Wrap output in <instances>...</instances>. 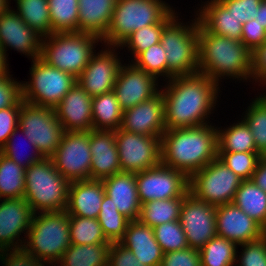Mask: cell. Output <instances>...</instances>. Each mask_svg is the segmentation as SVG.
I'll use <instances>...</instances> for the list:
<instances>
[{
    "label": "cell",
    "mask_w": 266,
    "mask_h": 266,
    "mask_svg": "<svg viewBox=\"0 0 266 266\" xmlns=\"http://www.w3.org/2000/svg\"><path fill=\"white\" fill-rule=\"evenodd\" d=\"M165 82L160 91L165 102L167 130L197 127L211 122L222 92L217 83L202 73L173 77Z\"/></svg>",
    "instance_id": "cell-1"
},
{
    "label": "cell",
    "mask_w": 266,
    "mask_h": 266,
    "mask_svg": "<svg viewBox=\"0 0 266 266\" xmlns=\"http://www.w3.org/2000/svg\"><path fill=\"white\" fill-rule=\"evenodd\" d=\"M217 128L213 122L165 130L161 136V164L188 178L217 158Z\"/></svg>",
    "instance_id": "cell-2"
},
{
    "label": "cell",
    "mask_w": 266,
    "mask_h": 266,
    "mask_svg": "<svg viewBox=\"0 0 266 266\" xmlns=\"http://www.w3.org/2000/svg\"><path fill=\"white\" fill-rule=\"evenodd\" d=\"M198 52V73L207 75L219 86L224 79L253 84L251 51L241 41L209 33L198 21Z\"/></svg>",
    "instance_id": "cell-3"
},
{
    "label": "cell",
    "mask_w": 266,
    "mask_h": 266,
    "mask_svg": "<svg viewBox=\"0 0 266 266\" xmlns=\"http://www.w3.org/2000/svg\"><path fill=\"white\" fill-rule=\"evenodd\" d=\"M70 245L69 215L63 210L34 214L22 248L55 266Z\"/></svg>",
    "instance_id": "cell-4"
},
{
    "label": "cell",
    "mask_w": 266,
    "mask_h": 266,
    "mask_svg": "<svg viewBox=\"0 0 266 266\" xmlns=\"http://www.w3.org/2000/svg\"><path fill=\"white\" fill-rule=\"evenodd\" d=\"M179 15L164 27L161 34L160 43L167 60V80L199 71L197 14L194 12V17L188 22H184Z\"/></svg>",
    "instance_id": "cell-5"
},
{
    "label": "cell",
    "mask_w": 266,
    "mask_h": 266,
    "mask_svg": "<svg viewBox=\"0 0 266 266\" xmlns=\"http://www.w3.org/2000/svg\"><path fill=\"white\" fill-rule=\"evenodd\" d=\"M69 186L51 158H42L25 169L24 198L34 214L65 210Z\"/></svg>",
    "instance_id": "cell-6"
},
{
    "label": "cell",
    "mask_w": 266,
    "mask_h": 266,
    "mask_svg": "<svg viewBox=\"0 0 266 266\" xmlns=\"http://www.w3.org/2000/svg\"><path fill=\"white\" fill-rule=\"evenodd\" d=\"M102 39L88 33H56L42 38L40 58L77 78L89 64Z\"/></svg>",
    "instance_id": "cell-7"
},
{
    "label": "cell",
    "mask_w": 266,
    "mask_h": 266,
    "mask_svg": "<svg viewBox=\"0 0 266 266\" xmlns=\"http://www.w3.org/2000/svg\"><path fill=\"white\" fill-rule=\"evenodd\" d=\"M174 9L165 0H117L102 44L119 46L134 31L162 22Z\"/></svg>",
    "instance_id": "cell-8"
},
{
    "label": "cell",
    "mask_w": 266,
    "mask_h": 266,
    "mask_svg": "<svg viewBox=\"0 0 266 266\" xmlns=\"http://www.w3.org/2000/svg\"><path fill=\"white\" fill-rule=\"evenodd\" d=\"M29 81L21 80L22 100L36 106L54 108L75 84L68 72L50 66L40 57L31 61Z\"/></svg>",
    "instance_id": "cell-9"
},
{
    "label": "cell",
    "mask_w": 266,
    "mask_h": 266,
    "mask_svg": "<svg viewBox=\"0 0 266 266\" xmlns=\"http://www.w3.org/2000/svg\"><path fill=\"white\" fill-rule=\"evenodd\" d=\"M241 181L239 176L216 158L189 178V192L216 207L233 203Z\"/></svg>",
    "instance_id": "cell-10"
},
{
    "label": "cell",
    "mask_w": 266,
    "mask_h": 266,
    "mask_svg": "<svg viewBox=\"0 0 266 266\" xmlns=\"http://www.w3.org/2000/svg\"><path fill=\"white\" fill-rule=\"evenodd\" d=\"M18 124L43 158L53 155L65 132L54 108L36 106L22 99Z\"/></svg>",
    "instance_id": "cell-11"
},
{
    "label": "cell",
    "mask_w": 266,
    "mask_h": 266,
    "mask_svg": "<svg viewBox=\"0 0 266 266\" xmlns=\"http://www.w3.org/2000/svg\"><path fill=\"white\" fill-rule=\"evenodd\" d=\"M89 143L90 131L64 132L50 157L56 170L69 182L90 179L92 153Z\"/></svg>",
    "instance_id": "cell-12"
},
{
    "label": "cell",
    "mask_w": 266,
    "mask_h": 266,
    "mask_svg": "<svg viewBox=\"0 0 266 266\" xmlns=\"http://www.w3.org/2000/svg\"><path fill=\"white\" fill-rule=\"evenodd\" d=\"M120 168L124 172H142L161 163V137L115 130Z\"/></svg>",
    "instance_id": "cell-13"
},
{
    "label": "cell",
    "mask_w": 266,
    "mask_h": 266,
    "mask_svg": "<svg viewBox=\"0 0 266 266\" xmlns=\"http://www.w3.org/2000/svg\"><path fill=\"white\" fill-rule=\"evenodd\" d=\"M138 198L141 205L148 201L185 197L189 178L181 171L159 164L136 173Z\"/></svg>",
    "instance_id": "cell-14"
},
{
    "label": "cell",
    "mask_w": 266,
    "mask_h": 266,
    "mask_svg": "<svg viewBox=\"0 0 266 266\" xmlns=\"http://www.w3.org/2000/svg\"><path fill=\"white\" fill-rule=\"evenodd\" d=\"M101 46V50L92 55L89 64L76 78V82L91 97L113 91L120 68L124 64L123 53H120L121 49L118 51V46Z\"/></svg>",
    "instance_id": "cell-15"
},
{
    "label": "cell",
    "mask_w": 266,
    "mask_h": 266,
    "mask_svg": "<svg viewBox=\"0 0 266 266\" xmlns=\"http://www.w3.org/2000/svg\"><path fill=\"white\" fill-rule=\"evenodd\" d=\"M179 222L191 248L201 249L216 233V207L188 192L182 202Z\"/></svg>",
    "instance_id": "cell-16"
},
{
    "label": "cell",
    "mask_w": 266,
    "mask_h": 266,
    "mask_svg": "<svg viewBox=\"0 0 266 266\" xmlns=\"http://www.w3.org/2000/svg\"><path fill=\"white\" fill-rule=\"evenodd\" d=\"M9 5L0 14V49L8 60V50H14L21 55L36 60L41 55L42 37L26 23Z\"/></svg>",
    "instance_id": "cell-17"
},
{
    "label": "cell",
    "mask_w": 266,
    "mask_h": 266,
    "mask_svg": "<svg viewBox=\"0 0 266 266\" xmlns=\"http://www.w3.org/2000/svg\"><path fill=\"white\" fill-rule=\"evenodd\" d=\"M160 80L125 62L120 68L113 92L123 111L153 98L160 92Z\"/></svg>",
    "instance_id": "cell-18"
},
{
    "label": "cell",
    "mask_w": 266,
    "mask_h": 266,
    "mask_svg": "<svg viewBox=\"0 0 266 266\" xmlns=\"http://www.w3.org/2000/svg\"><path fill=\"white\" fill-rule=\"evenodd\" d=\"M33 215L24 197L0 199V251L23 247Z\"/></svg>",
    "instance_id": "cell-19"
},
{
    "label": "cell",
    "mask_w": 266,
    "mask_h": 266,
    "mask_svg": "<svg viewBox=\"0 0 266 266\" xmlns=\"http://www.w3.org/2000/svg\"><path fill=\"white\" fill-rule=\"evenodd\" d=\"M216 233L238 246L262 238L266 230L234 203H227L216 206Z\"/></svg>",
    "instance_id": "cell-20"
},
{
    "label": "cell",
    "mask_w": 266,
    "mask_h": 266,
    "mask_svg": "<svg viewBox=\"0 0 266 266\" xmlns=\"http://www.w3.org/2000/svg\"><path fill=\"white\" fill-rule=\"evenodd\" d=\"M122 130L161 137L165 128V102L160 91L153 98L123 111Z\"/></svg>",
    "instance_id": "cell-21"
},
{
    "label": "cell",
    "mask_w": 266,
    "mask_h": 266,
    "mask_svg": "<svg viewBox=\"0 0 266 266\" xmlns=\"http://www.w3.org/2000/svg\"><path fill=\"white\" fill-rule=\"evenodd\" d=\"M54 111L65 132L93 129L92 97L77 82L54 107Z\"/></svg>",
    "instance_id": "cell-22"
},
{
    "label": "cell",
    "mask_w": 266,
    "mask_h": 266,
    "mask_svg": "<svg viewBox=\"0 0 266 266\" xmlns=\"http://www.w3.org/2000/svg\"><path fill=\"white\" fill-rule=\"evenodd\" d=\"M90 179L103 180L121 172L115 130L90 131Z\"/></svg>",
    "instance_id": "cell-23"
},
{
    "label": "cell",
    "mask_w": 266,
    "mask_h": 266,
    "mask_svg": "<svg viewBox=\"0 0 266 266\" xmlns=\"http://www.w3.org/2000/svg\"><path fill=\"white\" fill-rule=\"evenodd\" d=\"M105 194L102 180L70 182L65 211L69 216L97 219Z\"/></svg>",
    "instance_id": "cell-24"
},
{
    "label": "cell",
    "mask_w": 266,
    "mask_h": 266,
    "mask_svg": "<svg viewBox=\"0 0 266 266\" xmlns=\"http://www.w3.org/2000/svg\"><path fill=\"white\" fill-rule=\"evenodd\" d=\"M108 195L118 211L130 221L138 220L141 203L138 198L136 173L118 172L102 180Z\"/></svg>",
    "instance_id": "cell-25"
},
{
    "label": "cell",
    "mask_w": 266,
    "mask_h": 266,
    "mask_svg": "<svg viewBox=\"0 0 266 266\" xmlns=\"http://www.w3.org/2000/svg\"><path fill=\"white\" fill-rule=\"evenodd\" d=\"M120 244L131 250L146 266H160L163 251L157 243L153 228L142 223L139 219L129 222Z\"/></svg>",
    "instance_id": "cell-26"
},
{
    "label": "cell",
    "mask_w": 266,
    "mask_h": 266,
    "mask_svg": "<svg viewBox=\"0 0 266 266\" xmlns=\"http://www.w3.org/2000/svg\"><path fill=\"white\" fill-rule=\"evenodd\" d=\"M200 6V7H199ZM197 9V10H196ZM199 23L209 32L241 41L242 23L218 0H201L196 7Z\"/></svg>",
    "instance_id": "cell-27"
},
{
    "label": "cell",
    "mask_w": 266,
    "mask_h": 266,
    "mask_svg": "<svg viewBox=\"0 0 266 266\" xmlns=\"http://www.w3.org/2000/svg\"><path fill=\"white\" fill-rule=\"evenodd\" d=\"M117 0H78V32L103 38L107 32Z\"/></svg>",
    "instance_id": "cell-28"
},
{
    "label": "cell",
    "mask_w": 266,
    "mask_h": 266,
    "mask_svg": "<svg viewBox=\"0 0 266 266\" xmlns=\"http://www.w3.org/2000/svg\"><path fill=\"white\" fill-rule=\"evenodd\" d=\"M223 127H219L218 124L216 126L218 152L259 153L251 130L241 118L230 123L228 127Z\"/></svg>",
    "instance_id": "cell-29"
},
{
    "label": "cell",
    "mask_w": 266,
    "mask_h": 266,
    "mask_svg": "<svg viewBox=\"0 0 266 266\" xmlns=\"http://www.w3.org/2000/svg\"><path fill=\"white\" fill-rule=\"evenodd\" d=\"M233 203L266 230V192L252 180H242Z\"/></svg>",
    "instance_id": "cell-30"
},
{
    "label": "cell",
    "mask_w": 266,
    "mask_h": 266,
    "mask_svg": "<svg viewBox=\"0 0 266 266\" xmlns=\"http://www.w3.org/2000/svg\"><path fill=\"white\" fill-rule=\"evenodd\" d=\"M123 110L113 91L92 97L94 130H117L121 127Z\"/></svg>",
    "instance_id": "cell-31"
},
{
    "label": "cell",
    "mask_w": 266,
    "mask_h": 266,
    "mask_svg": "<svg viewBox=\"0 0 266 266\" xmlns=\"http://www.w3.org/2000/svg\"><path fill=\"white\" fill-rule=\"evenodd\" d=\"M110 244H72L55 266H108Z\"/></svg>",
    "instance_id": "cell-32"
},
{
    "label": "cell",
    "mask_w": 266,
    "mask_h": 266,
    "mask_svg": "<svg viewBox=\"0 0 266 266\" xmlns=\"http://www.w3.org/2000/svg\"><path fill=\"white\" fill-rule=\"evenodd\" d=\"M13 10L42 38L53 34L50 23V11L47 0H14Z\"/></svg>",
    "instance_id": "cell-33"
},
{
    "label": "cell",
    "mask_w": 266,
    "mask_h": 266,
    "mask_svg": "<svg viewBox=\"0 0 266 266\" xmlns=\"http://www.w3.org/2000/svg\"><path fill=\"white\" fill-rule=\"evenodd\" d=\"M177 9L173 10L162 22L148 25L139 30L134 31L128 36L118 47L119 49L128 51V62H132L141 52L147 50L150 46L160 43L161 34L164 27L178 14ZM131 60V61H130Z\"/></svg>",
    "instance_id": "cell-34"
},
{
    "label": "cell",
    "mask_w": 266,
    "mask_h": 266,
    "mask_svg": "<svg viewBox=\"0 0 266 266\" xmlns=\"http://www.w3.org/2000/svg\"><path fill=\"white\" fill-rule=\"evenodd\" d=\"M184 197L148 201L141 205L139 220L154 228L157 225L179 220Z\"/></svg>",
    "instance_id": "cell-35"
},
{
    "label": "cell",
    "mask_w": 266,
    "mask_h": 266,
    "mask_svg": "<svg viewBox=\"0 0 266 266\" xmlns=\"http://www.w3.org/2000/svg\"><path fill=\"white\" fill-rule=\"evenodd\" d=\"M53 34L78 32V0H47Z\"/></svg>",
    "instance_id": "cell-36"
},
{
    "label": "cell",
    "mask_w": 266,
    "mask_h": 266,
    "mask_svg": "<svg viewBox=\"0 0 266 266\" xmlns=\"http://www.w3.org/2000/svg\"><path fill=\"white\" fill-rule=\"evenodd\" d=\"M25 192V168L1 153L0 199L23 198Z\"/></svg>",
    "instance_id": "cell-37"
},
{
    "label": "cell",
    "mask_w": 266,
    "mask_h": 266,
    "mask_svg": "<svg viewBox=\"0 0 266 266\" xmlns=\"http://www.w3.org/2000/svg\"><path fill=\"white\" fill-rule=\"evenodd\" d=\"M237 245L216 235L199 249L201 266H235Z\"/></svg>",
    "instance_id": "cell-38"
},
{
    "label": "cell",
    "mask_w": 266,
    "mask_h": 266,
    "mask_svg": "<svg viewBox=\"0 0 266 266\" xmlns=\"http://www.w3.org/2000/svg\"><path fill=\"white\" fill-rule=\"evenodd\" d=\"M97 219L103 234L110 243L119 242L123 238L130 222L128 218L118 211L117 207L113 205L111 198L106 194Z\"/></svg>",
    "instance_id": "cell-39"
},
{
    "label": "cell",
    "mask_w": 266,
    "mask_h": 266,
    "mask_svg": "<svg viewBox=\"0 0 266 266\" xmlns=\"http://www.w3.org/2000/svg\"><path fill=\"white\" fill-rule=\"evenodd\" d=\"M241 115V119L251 130L257 151H266V103L257 95Z\"/></svg>",
    "instance_id": "cell-40"
},
{
    "label": "cell",
    "mask_w": 266,
    "mask_h": 266,
    "mask_svg": "<svg viewBox=\"0 0 266 266\" xmlns=\"http://www.w3.org/2000/svg\"><path fill=\"white\" fill-rule=\"evenodd\" d=\"M69 227L72 244H111L103 234L98 219L69 216Z\"/></svg>",
    "instance_id": "cell-41"
},
{
    "label": "cell",
    "mask_w": 266,
    "mask_h": 266,
    "mask_svg": "<svg viewBox=\"0 0 266 266\" xmlns=\"http://www.w3.org/2000/svg\"><path fill=\"white\" fill-rule=\"evenodd\" d=\"M132 63L158 80L167 81V60L161 43L154 44L141 52Z\"/></svg>",
    "instance_id": "cell-42"
},
{
    "label": "cell",
    "mask_w": 266,
    "mask_h": 266,
    "mask_svg": "<svg viewBox=\"0 0 266 266\" xmlns=\"http://www.w3.org/2000/svg\"><path fill=\"white\" fill-rule=\"evenodd\" d=\"M19 133L23 136V138L25 137L24 140H26V142L28 143V145L26 146L27 144L26 143L25 146L26 148L30 146L28 147V149L30 148L31 151L29 150V152H26V150L24 149L25 152H23L21 150L22 149V147L20 148L21 143L19 145L17 141L18 139L16 140V138L19 137ZM1 150L3 155L13 160L15 163H17L18 165H20L25 169H27L34 163L39 162L43 158L42 155L37 151L35 145L27 139V136L25 135L23 130L19 128V126L9 136V139L7 140L5 146Z\"/></svg>",
    "instance_id": "cell-43"
},
{
    "label": "cell",
    "mask_w": 266,
    "mask_h": 266,
    "mask_svg": "<svg viewBox=\"0 0 266 266\" xmlns=\"http://www.w3.org/2000/svg\"><path fill=\"white\" fill-rule=\"evenodd\" d=\"M261 157L260 153L255 152H218L217 154V158L242 180H251Z\"/></svg>",
    "instance_id": "cell-44"
},
{
    "label": "cell",
    "mask_w": 266,
    "mask_h": 266,
    "mask_svg": "<svg viewBox=\"0 0 266 266\" xmlns=\"http://www.w3.org/2000/svg\"><path fill=\"white\" fill-rule=\"evenodd\" d=\"M153 230L155 239L163 253L183 250L189 247L179 220L157 225Z\"/></svg>",
    "instance_id": "cell-45"
},
{
    "label": "cell",
    "mask_w": 266,
    "mask_h": 266,
    "mask_svg": "<svg viewBox=\"0 0 266 266\" xmlns=\"http://www.w3.org/2000/svg\"><path fill=\"white\" fill-rule=\"evenodd\" d=\"M239 247L242 250L240 252ZM235 266H266V235L258 240L238 245Z\"/></svg>",
    "instance_id": "cell-46"
},
{
    "label": "cell",
    "mask_w": 266,
    "mask_h": 266,
    "mask_svg": "<svg viewBox=\"0 0 266 266\" xmlns=\"http://www.w3.org/2000/svg\"><path fill=\"white\" fill-rule=\"evenodd\" d=\"M10 73L0 77V110L15 106L22 99L21 81Z\"/></svg>",
    "instance_id": "cell-47"
},
{
    "label": "cell",
    "mask_w": 266,
    "mask_h": 266,
    "mask_svg": "<svg viewBox=\"0 0 266 266\" xmlns=\"http://www.w3.org/2000/svg\"><path fill=\"white\" fill-rule=\"evenodd\" d=\"M242 24L255 19L262 0H218Z\"/></svg>",
    "instance_id": "cell-48"
},
{
    "label": "cell",
    "mask_w": 266,
    "mask_h": 266,
    "mask_svg": "<svg viewBox=\"0 0 266 266\" xmlns=\"http://www.w3.org/2000/svg\"><path fill=\"white\" fill-rule=\"evenodd\" d=\"M160 266H201L199 250L188 247L183 250L166 252L163 254Z\"/></svg>",
    "instance_id": "cell-49"
},
{
    "label": "cell",
    "mask_w": 266,
    "mask_h": 266,
    "mask_svg": "<svg viewBox=\"0 0 266 266\" xmlns=\"http://www.w3.org/2000/svg\"><path fill=\"white\" fill-rule=\"evenodd\" d=\"M21 100L15 105L0 110V149H2L9 136L18 127Z\"/></svg>",
    "instance_id": "cell-50"
},
{
    "label": "cell",
    "mask_w": 266,
    "mask_h": 266,
    "mask_svg": "<svg viewBox=\"0 0 266 266\" xmlns=\"http://www.w3.org/2000/svg\"><path fill=\"white\" fill-rule=\"evenodd\" d=\"M0 263L2 266H51L39 261L23 248L0 251Z\"/></svg>",
    "instance_id": "cell-51"
},
{
    "label": "cell",
    "mask_w": 266,
    "mask_h": 266,
    "mask_svg": "<svg viewBox=\"0 0 266 266\" xmlns=\"http://www.w3.org/2000/svg\"><path fill=\"white\" fill-rule=\"evenodd\" d=\"M241 42L252 52L266 42V29L257 19H250L242 25Z\"/></svg>",
    "instance_id": "cell-52"
},
{
    "label": "cell",
    "mask_w": 266,
    "mask_h": 266,
    "mask_svg": "<svg viewBox=\"0 0 266 266\" xmlns=\"http://www.w3.org/2000/svg\"><path fill=\"white\" fill-rule=\"evenodd\" d=\"M108 266H146L142 264L140 260H137L136 256L131 250L119 242L110 244L108 254Z\"/></svg>",
    "instance_id": "cell-53"
},
{
    "label": "cell",
    "mask_w": 266,
    "mask_h": 266,
    "mask_svg": "<svg viewBox=\"0 0 266 266\" xmlns=\"http://www.w3.org/2000/svg\"><path fill=\"white\" fill-rule=\"evenodd\" d=\"M251 78L254 86L266 83V42L251 52Z\"/></svg>",
    "instance_id": "cell-54"
},
{
    "label": "cell",
    "mask_w": 266,
    "mask_h": 266,
    "mask_svg": "<svg viewBox=\"0 0 266 266\" xmlns=\"http://www.w3.org/2000/svg\"><path fill=\"white\" fill-rule=\"evenodd\" d=\"M251 180L266 192V162L264 160L261 159L258 162Z\"/></svg>",
    "instance_id": "cell-55"
},
{
    "label": "cell",
    "mask_w": 266,
    "mask_h": 266,
    "mask_svg": "<svg viewBox=\"0 0 266 266\" xmlns=\"http://www.w3.org/2000/svg\"><path fill=\"white\" fill-rule=\"evenodd\" d=\"M255 19L266 29V0H262L256 12Z\"/></svg>",
    "instance_id": "cell-56"
},
{
    "label": "cell",
    "mask_w": 266,
    "mask_h": 266,
    "mask_svg": "<svg viewBox=\"0 0 266 266\" xmlns=\"http://www.w3.org/2000/svg\"><path fill=\"white\" fill-rule=\"evenodd\" d=\"M9 60L5 58L4 53L0 49V77L5 76L9 71Z\"/></svg>",
    "instance_id": "cell-57"
},
{
    "label": "cell",
    "mask_w": 266,
    "mask_h": 266,
    "mask_svg": "<svg viewBox=\"0 0 266 266\" xmlns=\"http://www.w3.org/2000/svg\"><path fill=\"white\" fill-rule=\"evenodd\" d=\"M11 4V0H0V14Z\"/></svg>",
    "instance_id": "cell-58"
},
{
    "label": "cell",
    "mask_w": 266,
    "mask_h": 266,
    "mask_svg": "<svg viewBox=\"0 0 266 266\" xmlns=\"http://www.w3.org/2000/svg\"><path fill=\"white\" fill-rule=\"evenodd\" d=\"M258 96L266 103V90H265V93L263 94L259 93Z\"/></svg>",
    "instance_id": "cell-59"
},
{
    "label": "cell",
    "mask_w": 266,
    "mask_h": 266,
    "mask_svg": "<svg viewBox=\"0 0 266 266\" xmlns=\"http://www.w3.org/2000/svg\"><path fill=\"white\" fill-rule=\"evenodd\" d=\"M262 160H264L266 162V151L262 154Z\"/></svg>",
    "instance_id": "cell-60"
},
{
    "label": "cell",
    "mask_w": 266,
    "mask_h": 266,
    "mask_svg": "<svg viewBox=\"0 0 266 266\" xmlns=\"http://www.w3.org/2000/svg\"><path fill=\"white\" fill-rule=\"evenodd\" d=\"M263 87H265V88H263ZM260 89H262L264 91L266 89V83L263 84Z\"/></svg>",
    "instance_id": "cell-61"
}]
</instances>
